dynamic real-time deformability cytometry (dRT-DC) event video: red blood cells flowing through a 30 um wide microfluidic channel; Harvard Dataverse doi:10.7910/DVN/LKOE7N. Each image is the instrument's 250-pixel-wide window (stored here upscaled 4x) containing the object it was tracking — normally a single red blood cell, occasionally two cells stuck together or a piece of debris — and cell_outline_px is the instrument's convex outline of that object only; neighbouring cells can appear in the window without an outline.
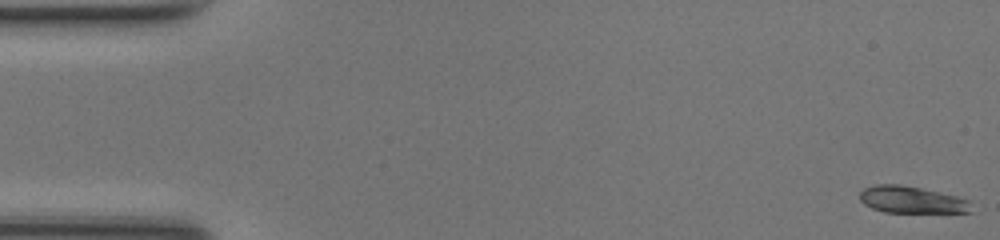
{"species": "common noctule bat (a hibernating species)", "species_latin": "Nyctalus noctula", "temperature_condition": "room temperature", "stored_images_in_passage": 49, "camera_frame_rate_fps": 3000, "um_per_image_px": 0.085, "animal": {"sex": "female", "body_mass_g": 17.0, "forearm_length_mm": 48.0}, "frame": {"image": 1, "passage_image": 1, "time_ms": 0.0, "image_size_px": [1000, 240], "cell_outline_px": [[972, 212], [884, 212], [872, 208], [864, 204], [860, 200], [860, 192], [864, 188], [876, 184], [900, 184], [920, 188], [956, 196], [968, 200]], "centroid_in_image_um": [77.44, 16.97], "position_along_channel_um": 7.6, "area_um2": 17.28}}
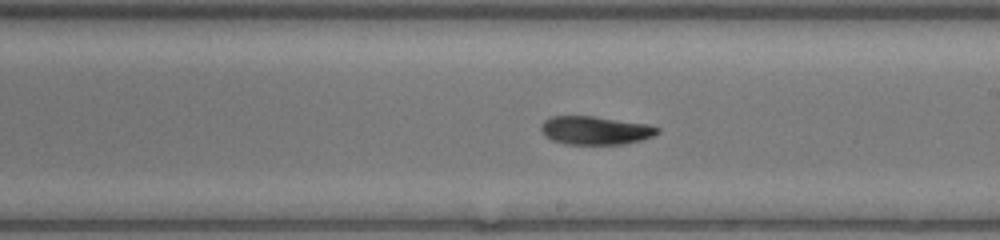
{"frame": {"image": 2, "passage_image": 28, "time_ms": 9.0, "image_size_px": [1000, 240], "cell_outline_px": [[660, 132], [644, 140], [624, 144], [564, 144], [552, 140], [544, 136], [540, 128], [540, 124], [544, 120], [552, 116], [592, 116], [648, 124], [660, 128]], "centroid_in_image_um": [50.6, 11.09], "position_along_channel_um": 238.4, "area_um2": 19.42}}
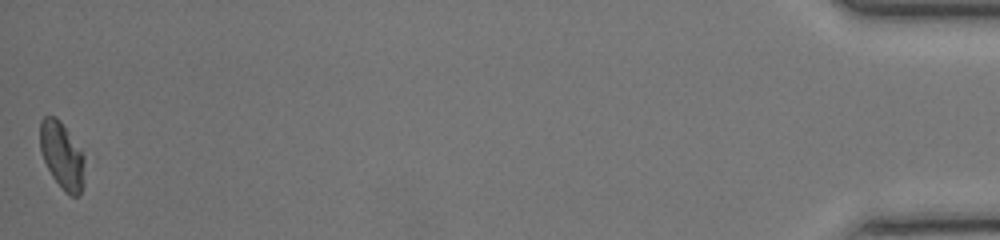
{"frame": {"image": 3, "passage_image": 49, "time_ms": 16.0, "image_size_px": [1000, 240], "cell_outline_px": [[84, 184], [80, 196], [72, 196], [64, 192], [52, 176], [44, 160], [40, 148], [40, 120], [44, 116], [56, 116], [60, 120], [84, 156]], "centroid_in_image_um": [5.27, 13.24], "position_along_channel_um": 429.9, "area_um2": 17.34}, "authors_computed_cell_mechanics": {"area_um2": 19.074, "velocity_mm_per_s": 4.2245, "shape_relaxation_time_tau1_ms": 4.8275, "shape_relaxation_time_tau2_ms": 2.6932, "deformation_change_tau1": 0.1683, "deformation_change_tau2": 0.0803}}